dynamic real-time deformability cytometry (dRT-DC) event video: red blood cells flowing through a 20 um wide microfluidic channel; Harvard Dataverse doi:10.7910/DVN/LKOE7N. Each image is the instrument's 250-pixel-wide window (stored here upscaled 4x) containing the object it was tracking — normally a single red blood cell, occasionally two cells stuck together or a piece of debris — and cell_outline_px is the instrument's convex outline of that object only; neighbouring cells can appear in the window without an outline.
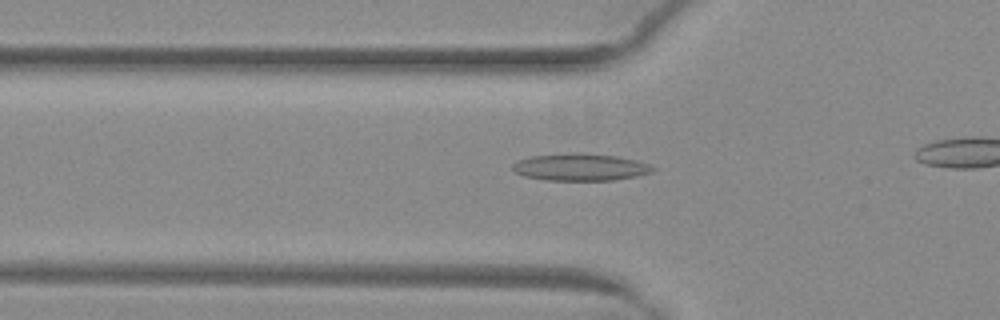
{"species": "common noctule bat (a hibernating species)", "species_latin": "Nyctalus noctula", "temperature_condition": "warm", "stored_images_in_passage": 38, "camera_frame_rate_fps": 3000, "um_per_image_px": 0.085, "animal": {"sex": "female", "body_mass_g": 29.2, "forearm_length_mm": 56.3}, "frame": {"image": 1, "passage_image": 14, "time_ms": 4.333, "image_size_px": [1000, 320], "cell_outline_px": [[656, 168], [652, 172], [636, 176], [616, 180], [544, 180], [524, 176], [516, 172], [512, 168], [512, 164], [520, 160], [532, 156], [572, 152], [584, 152], [616, 156], [636, 160], [648, 164]], "centroid_in_image_um": [49.34, 14.2], "position_along_channel_um": 76.5, "area_um2": 22.25}}
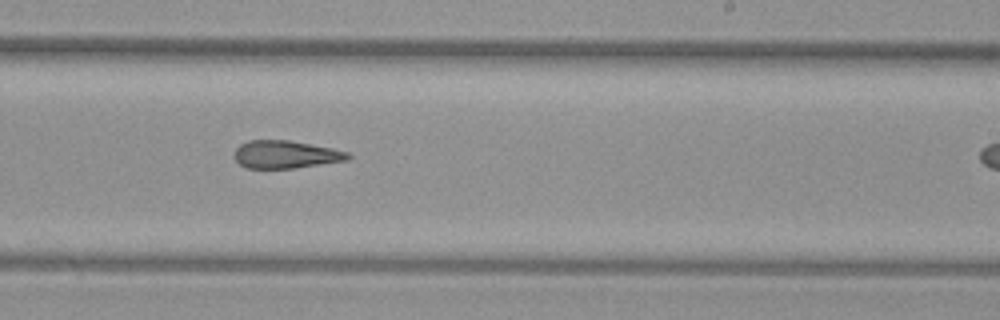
{"frame": {"image": 2, "passage_image": 28, "time_ms": 9.0, "image_size_px": [1000, 320], "cell_outline_px": [[352, 156], [348, 160], [296, 168], [244, 168], [236, 160], [236, 148], [240, 144], [248, 140], [288, 140], [332, 148], [348, 152]], "centroid_in_image_um": [24.3, 13.13], "position_along_channel_um": 264.7, "area_um2": 18.32}}
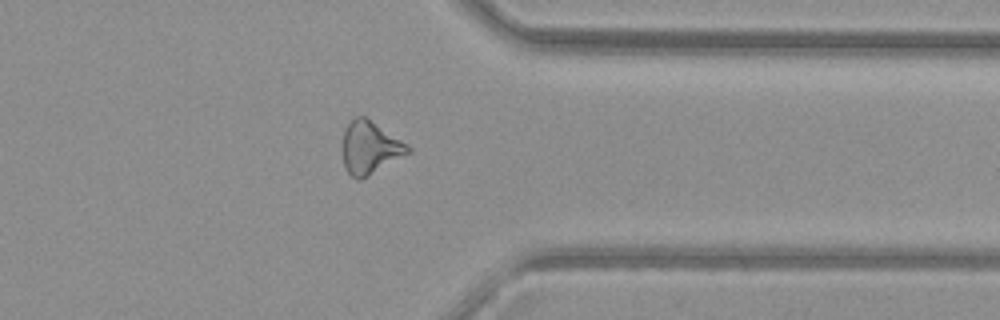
{"frame": {"image": 3, "passage_image": 37, "time_ms": 12.0, "image_size_px": [1000, 320], "cell_outline_px": [[412, 152], [368, 176], [360, 180], [356, 180], [344, 168], [344, 128], [356, 116], [364, 116], [408, 144], [412, 148]], "centroid_in_image_um": [31.48, 12.57], "position_along_channel_um": 379.9, "area_um2": 19.88}}